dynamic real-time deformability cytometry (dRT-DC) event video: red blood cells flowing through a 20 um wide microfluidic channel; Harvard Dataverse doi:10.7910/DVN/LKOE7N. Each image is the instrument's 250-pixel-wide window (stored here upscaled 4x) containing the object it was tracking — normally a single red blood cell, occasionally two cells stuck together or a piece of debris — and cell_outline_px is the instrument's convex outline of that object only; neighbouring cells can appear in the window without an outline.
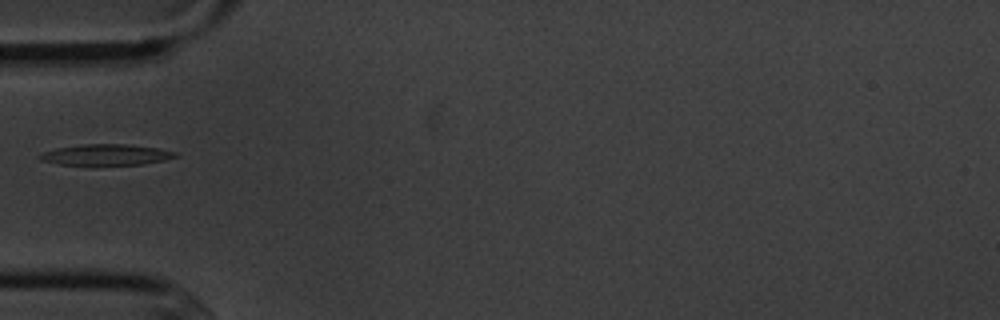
{"species": "common noctule bat (a hibernating species)", "species_latin": "Nyctalus noctula", "temperature_condition": "cold", "stored_images_in_passage": 5, "camera_frame_rate_fps": 3000, "um_per_image_px": 0.085, "animal": {"sex": "male", "body_mass_g": 20.1, "forearm_length_mm": 53.5}, "frame": {"image": 1, "passage_image": 5, "time_ms": 5.333, "image_size_px": [1000, 320], "cell_outline_px": [[180, 156], [164, 160], [140, 164], [56, 164], [40, 160], [36, 156], [44, 152], [56, 148], [84, 144], [128, 144], [160, 148], [176, 152]], "centroid_in_image_um": [9.03, 13.14], "position_along_channel_um": 76.0, "area_um2": 16.42}}